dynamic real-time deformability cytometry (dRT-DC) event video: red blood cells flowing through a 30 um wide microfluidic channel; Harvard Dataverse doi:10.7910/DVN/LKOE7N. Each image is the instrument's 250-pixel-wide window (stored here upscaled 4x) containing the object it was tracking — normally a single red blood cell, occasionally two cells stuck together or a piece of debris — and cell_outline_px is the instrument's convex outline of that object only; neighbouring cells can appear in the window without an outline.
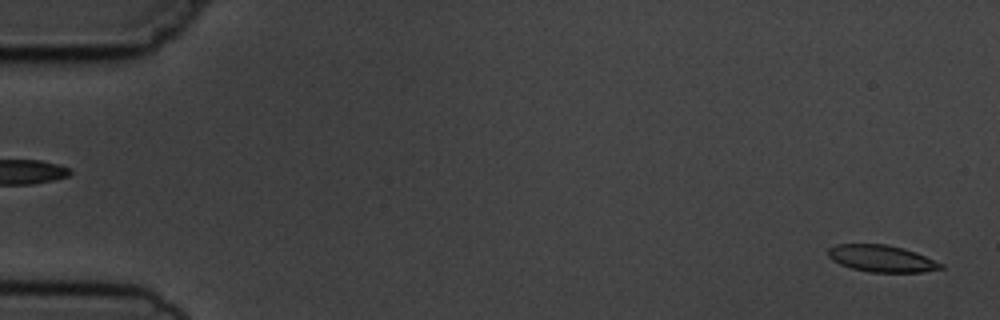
{"species": "common noctule bat (a hibernating species)", "species_latin": "Nyctalus noctula", "temperature_condition": "cold", "stored_images_in_passage": 4, "segment_of_instrument_passage": [2, 2], "camera_frame_rate_fps": 3000, "um_per_image_px": 0.085, "animal": {"sex": "male", "body_mass_g": 19.5, "forearm_length_mm": 54.6}, "frame": {"image": 1, "passage_image": 4, "time_ms": 3.333, "image_size_px": [1000, 320], "cell_outline_px": [[944, 268], [920, 272], [868, 272], [852, 268], [840, 264], [832, 260], [828, 256], [828, 248], [836, 244], [884, 244], [904, 248], [916, 252], [944, 264]], "centroid_in_image_um": [74.93, 21.97], "position_along_channel_um": 10.1, "area_um2": 17.63}}